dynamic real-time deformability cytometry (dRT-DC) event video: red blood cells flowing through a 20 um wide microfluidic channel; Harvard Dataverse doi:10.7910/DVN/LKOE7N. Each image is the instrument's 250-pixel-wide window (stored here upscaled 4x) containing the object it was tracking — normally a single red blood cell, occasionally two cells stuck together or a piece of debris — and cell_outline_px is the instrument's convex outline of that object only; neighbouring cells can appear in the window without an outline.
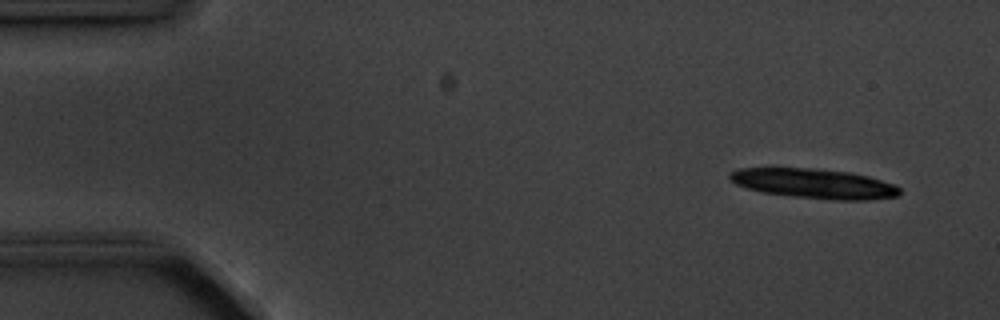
{"species": "common noctule bat (a hibernating species)", "species_latin": "Nyctalus noctula", "temperature_condition": "cold", "stored_images_in_passage": 6, "camera_frame_rate_fps": 3000, "um_per_image_px": 0.085, "animal": {"sex": "male", "body_mass_g": 20.1, "forearm_length_mm": 53.5}, "frame": {"image": 1, "passage_image": 2, "time_ms": 1.0, "image_size_px": [1000, 320], "cell_outline_px": [[900, 196], [868, 200], [832, 200], [760, 192], [736, 184], [728, 176], [732, 172], [740, 168], [768, 164], [816, 168], [848, 172], [868, 176], [892, 184], [900, 188]], "centroid_in_image_um": [69.1, 15.55], "position_along_channel_um": 15.9, "area_um2": 30.35}}
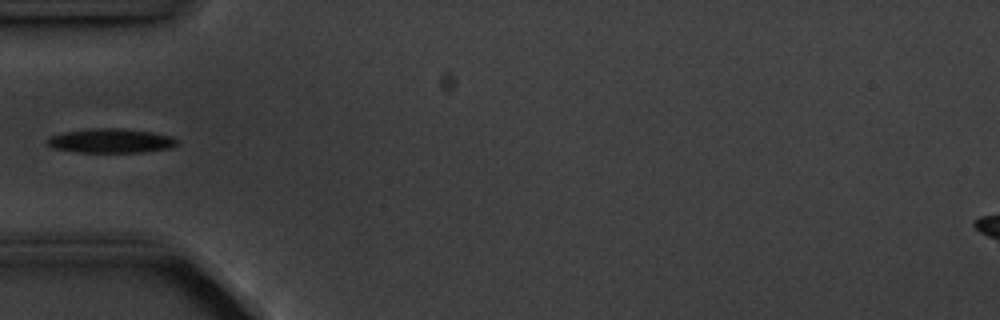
{"frame": {"image": 2, "passage_image": 6, "time_ms": 5.667, "image_size_px": [1000, 320], "cell_outline_px": [[180, 144], [172, 148], [144, 152], [80, 152], [52, 148], [44, 140], [48, 136], [64, 132], [88, 128], [120, 128], [152, 132], [172, 136]], "centroid_in_image_um": [9.42, 11.96], "position_along_channel_um": 75.6, "area_um2": 18.61}}